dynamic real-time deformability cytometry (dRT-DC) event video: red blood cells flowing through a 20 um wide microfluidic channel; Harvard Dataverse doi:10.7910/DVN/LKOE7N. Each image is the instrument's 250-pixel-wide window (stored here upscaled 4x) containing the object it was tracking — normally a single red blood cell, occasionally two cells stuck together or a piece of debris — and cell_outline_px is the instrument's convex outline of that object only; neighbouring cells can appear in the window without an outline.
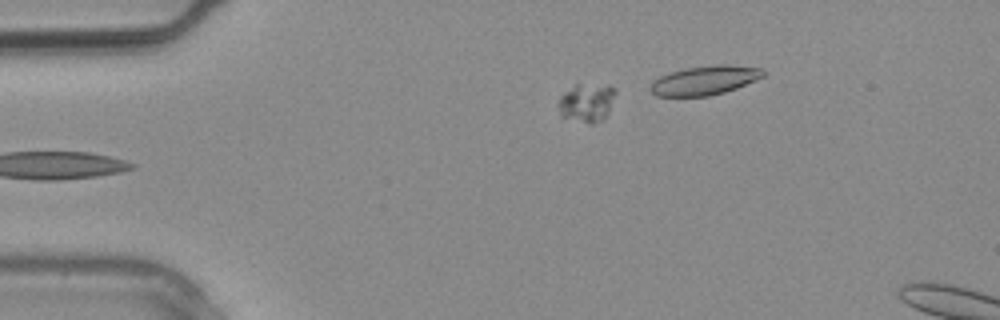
{"species": "common noctule bat (a hibernating species)", "species_latin": "Nyctalus noctula", "temperature_condition": "warm", "stored_images_in_passage": 3, "camera_frame_rate_fps": 3000, "um_per_image_px": 0.085, "animal": {"sex": "male", "body_mass_g": 20.4}, "frame": {"image": 1, "passage_image": 3, "time_ms": 0.667, "image_size_px": [1000, 320], "cell_outline_px": [[616, 92], [608, 112], [604, 120], [592, 124], [588, 124], [560, 116], [556, 104], [560, 96], [564, 92], [576, 84], [608, 84], [616, 88]], "centroid_in_image_um": [49.86, 8.72], "position_along_channel_um": 35.1, "area_um2": 13.24}}